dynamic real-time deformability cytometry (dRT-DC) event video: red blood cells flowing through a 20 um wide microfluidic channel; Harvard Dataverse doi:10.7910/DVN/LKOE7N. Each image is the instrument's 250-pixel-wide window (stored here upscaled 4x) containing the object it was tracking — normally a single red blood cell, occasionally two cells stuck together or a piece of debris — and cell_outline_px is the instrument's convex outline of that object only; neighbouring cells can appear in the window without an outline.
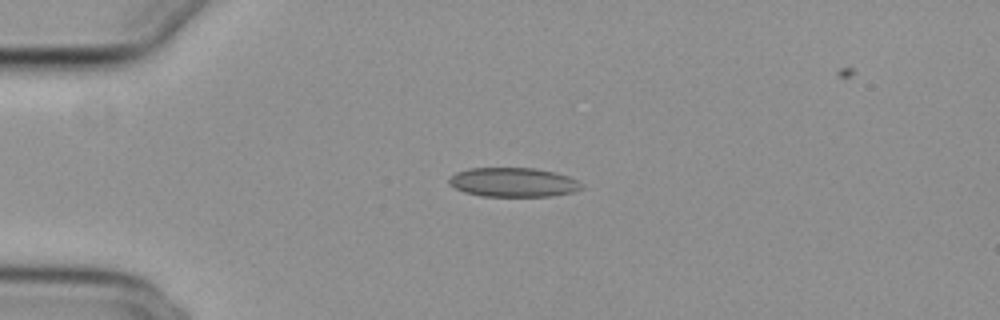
{"species": "common noctule bat (a hibernating species)", "species_latin": "Nyctalus noctula", "temperature_condition": "cold", "stored_images_in_passage": 41, "camera_frame_rate_fps": 3000, "um_per_image_px": 0.085, "animal": {"sex": "female", "body_mass_g": 29.2, "forearm_length_mm": 56.3}, "frame": {"image": 1, "passage_image": 1, "time_ms": 0.0, "image_size_px": [1000, 320], "cell_outline_px": [[584, 188], [572, 192], [552, 196], [480, 196], [464, 192], [448, 184], [448, 180], [456, 172], [468, 168], [532, 168], [552, 172], [568, 176], [576, 180]], "centroid_in_image_um": [43.59, 15.5], "position_along_channel_um": 41.4, "area_um2": 22.43}}
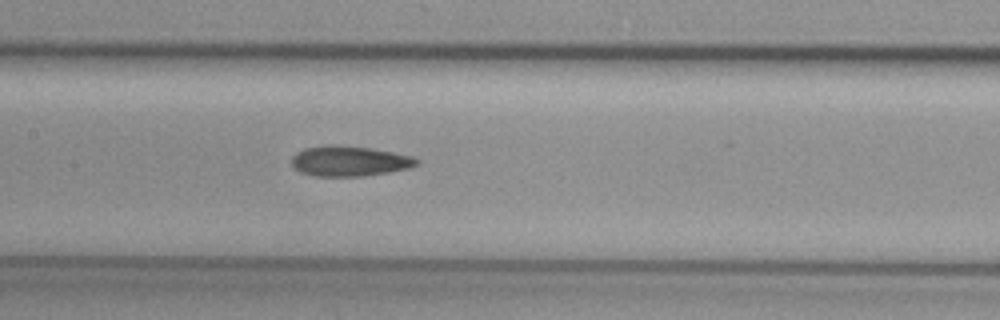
{"frame": {"image": 2, "passage_image": 14, "time_ms": 4.333, "image_size_px": [1000, 320], "cell_outline_px": [[420, 164], [408, 168], [388, 172], [364, 176], [316, 176], [300, 172], [292, 168], [292, 156], [296, 152], [304, 148], [324, 144], [336, 144], [372, 148], [412, 156], [420, 160]], "centroid_in_image_um": [29.67, 13.68], "position_along_channel_um": 177.7, "area_um2": 22.37}}
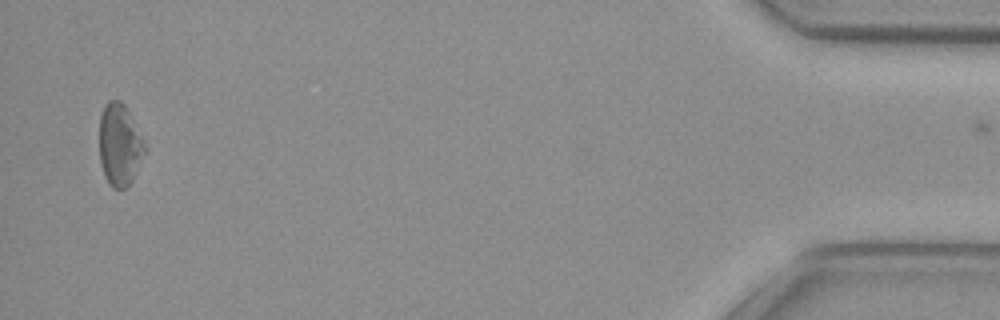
{"frame": {"image": 3, "passage_image": 40, "time_ms": 13.0, "image_size_px": [1000, 320], "cell_outline_px": [[148, 148], [132, 180], [124, 188], [112, 188], [108, 184], [104, 176], [100, 164], [100, 116], [104, 104], [108, 100], [120, 100], [124, 104]], "centroid_in_image_um": [10.17, 12.31], "position_along_channel_um": 425.0, "area_um2": 21.79}}